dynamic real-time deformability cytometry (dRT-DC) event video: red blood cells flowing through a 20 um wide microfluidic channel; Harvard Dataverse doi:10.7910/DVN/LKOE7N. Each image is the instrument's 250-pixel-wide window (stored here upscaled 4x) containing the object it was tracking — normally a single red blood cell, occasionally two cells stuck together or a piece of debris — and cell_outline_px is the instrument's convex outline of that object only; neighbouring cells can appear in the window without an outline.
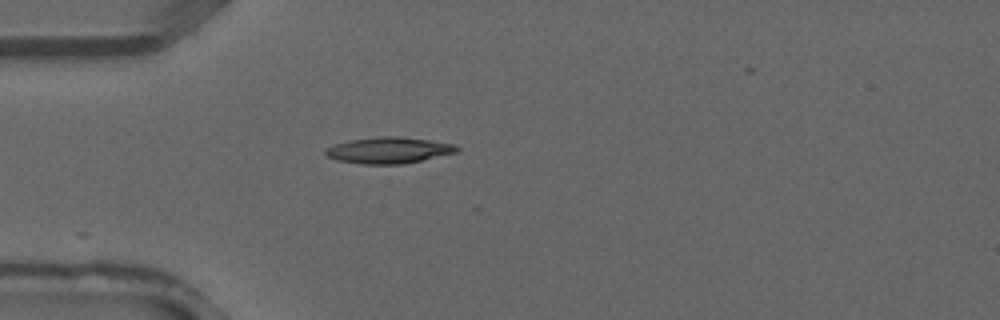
{"species": "common noctule bat (a hibernating species)", "species_latin": "Nyctalus noctula", "temperature_condition": "warm", "stored_images_in_passage": 1, "camera_frame_rate_fps": 3000, "um_per_image_px": 0.085, "animal": {"sex": "male", "forearm_length_mm": 52.5}, "frame": {"image": 1, "passage_image": 1, "time_ms": 0.0, "image_size_px": [1000, 320], "cell_outline_px": [[460, 148], [456, 152], [404, 164], [360, 164], [336, 160], [328, 156], [324, 152], [324, 148], [348, 140], [376, 136], [396, 136], [428, 140], [456, 144]], "centroid_in_image_um": [33.01, 12.77], "position_along_channel_um": 52.0, "area_um2": 20.11}}